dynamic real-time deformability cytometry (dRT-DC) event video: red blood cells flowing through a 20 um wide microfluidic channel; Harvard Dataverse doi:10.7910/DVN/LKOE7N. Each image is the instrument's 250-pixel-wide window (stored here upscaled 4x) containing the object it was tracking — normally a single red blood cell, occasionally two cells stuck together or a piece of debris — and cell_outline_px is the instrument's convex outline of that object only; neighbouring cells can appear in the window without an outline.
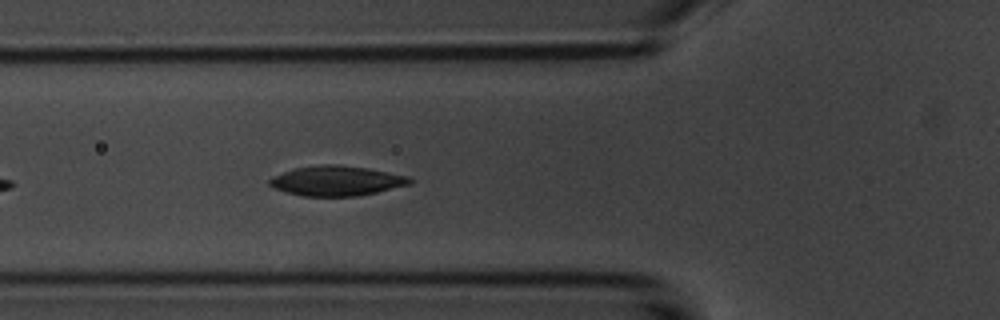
{"species": "common noctule bat (a hibernating species)", "species_latin": "Nyctalus noctula", "temperature_condition": "room temperature", "stored_images_in_passage": 40, "camera_frame_rate_fps": 3000, "um_per_image_px": 0.085, "animal": {"sex": "male", "body_mass_g": 20.1, "forearm_length_mm": 53.5}, "frame": {"image": 1, "passage_image": 7, "time_ms": 2.0, "image_size_px": [1000, 320], "cell_outline_px": [[416, 180], [412, 184], [360, 196], [304, 196], [288, 192], [276, 188], [268, 184], [268, 180], [272, 176], [292, 168], [320, 164], [340, 164], [368, 168], [408, 176]], "centroid_in_image_um": [28.64, 15.36], "position_along_channel_um": 97.2, "area_um2": 24.74}, "authors_computed_cell_mechanics": {"area_um2": 24.3338, "velocity_mm_per_s": 3.6843, "shape_relaxation_time_tau1_ms": 5.865, "shape_relaxation_time_tau2_ms": 2.4315, "deformation_change_tau1": 0.2352, "deformation_change_tau2": 0.0743}}